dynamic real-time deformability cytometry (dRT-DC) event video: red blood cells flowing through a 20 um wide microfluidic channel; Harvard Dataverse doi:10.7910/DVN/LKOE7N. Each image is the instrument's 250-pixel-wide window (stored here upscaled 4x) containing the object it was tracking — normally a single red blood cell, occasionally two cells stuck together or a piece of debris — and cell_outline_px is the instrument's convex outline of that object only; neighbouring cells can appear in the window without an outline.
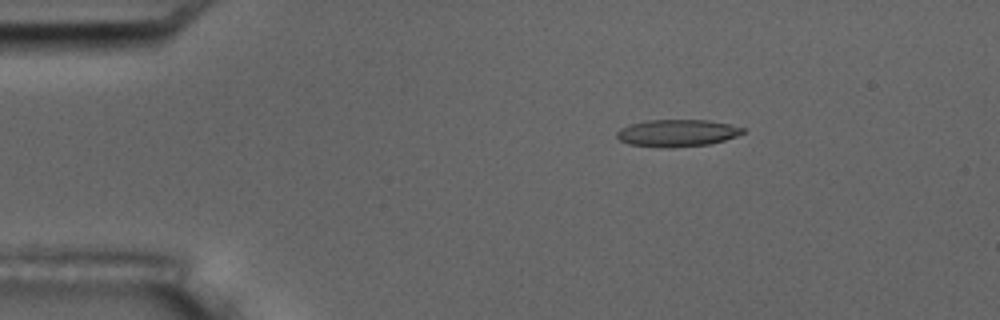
{"species": "common noctule bat (a hibernating species)", "species_latin": "Nyctalus noctula", "temperature_condition": "room temperature", "stored_images_in_passage": 3, "camera_frame_rate_fps": 3000, "um_per_image_px": 0.085, "animal": {"sex": "male", "body_mass_g": 17.5, "forearm_length_mm": 52.3}, "frame": {"image": 1, "passage_image": 1, "time_ms": 0.0, "image_size_px": [1000, 320], "cell_outline_px": [[744, 132], [736, 136], [724, 140], [708, 144], [672, 148], [628, 144], [620, 140], [616, 136], [616, 132], [620, 128], [628, 124], [644, 120], [708, 120], [728, 124], [744, 128]], "centroid_in_image_um": [57.51, 11.3], "position_along_channel_um": 27.5, "area_um2": 19.88}}